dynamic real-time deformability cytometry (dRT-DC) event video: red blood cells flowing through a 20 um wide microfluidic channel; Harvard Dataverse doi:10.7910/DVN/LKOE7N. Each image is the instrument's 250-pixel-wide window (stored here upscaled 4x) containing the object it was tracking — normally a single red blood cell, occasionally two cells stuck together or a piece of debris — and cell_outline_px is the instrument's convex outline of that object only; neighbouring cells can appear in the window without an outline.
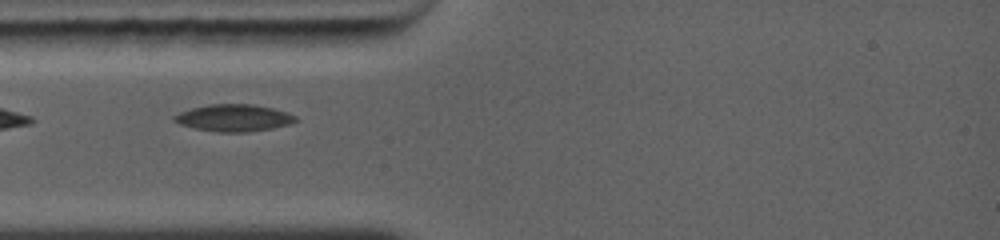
{"species": "common noctule bat (a hibernating species)", "species_latin": "Nyctalus noctula", "temperature_condition": "warm", "stored_images_in_passage": 19, "camera_frame_rate_fps": 5000, "um_per_image_px": 0.085, "animal": {"sex": "female", "body_mass_g": 19.0, "forearm_length_mm": 56.7}, "frame": {"image": 1, "passage_image": 2, "time_ms": 0.8, "image_size_px": [1000, 240], "cell_outline_px": [[296, 120], [288, 124], [268, 128], [244, 132], [220, 132], [196, 128], [180, 124], [176, 120], [176, 116], [180, 112], [192, 108], [208, 104], [252, 104], [272, 108], [288, 112], [296, 116]], "centroid_in_image_um": [19.89, 10.0], "position_along_channel_um": 65.1, "area_um2": 18.55}}
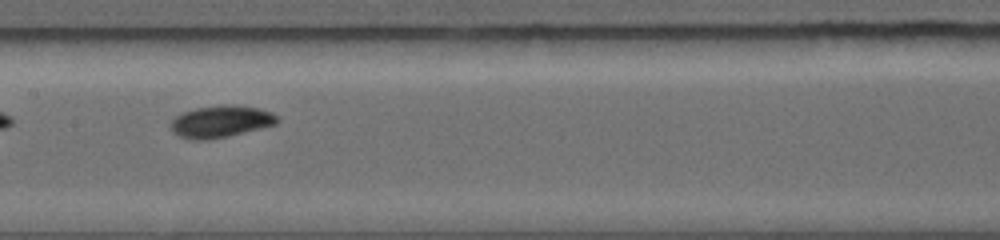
{"frame": {"image": 2, "passage_image": 9, "time_ms": 3.6, "image_size_px": [1000, 240], "cell_outline_px": [[276, 120], [272, 124], [224, 136], [180, 136], [172, 128], [172, 120], [176, 116], [184, 112], [196, 108], [224, 104], [236, 104], [260, 108], [272, 112], [276, 116]], "centroid_in_image_um": [18.81, 10.23], "position_along_channel_um": 188.6, "area_um2": 18.26}}
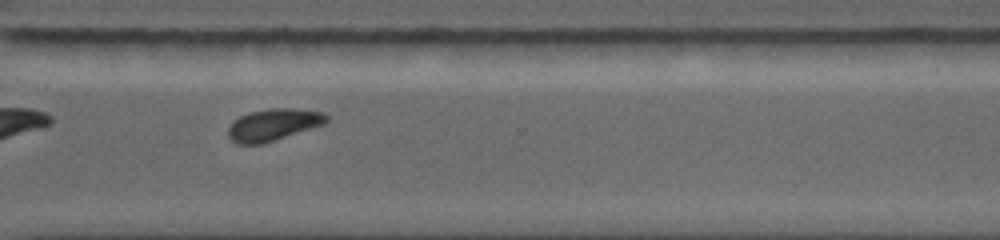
{"frame": {"image": 3, "passage_image": 15, "time_ms": 7.2, "image_size_px": [1000, 240], "cell_outline_px": [[328, 120], [320, 124], [260, 144], [236, 144], [228, 136], [228, 128], [240, 116], [248, 112], [268, 108], [300, 108], [324, 112], [328, 116]], "centroid_in_image_um": [23.19, 10.57], "position_along_channel_um": 347.4, "area_um2": 17.8}, "authors_computed_cell_mechanics": {"area_um2": 17.918, "velocity_mm_per_s": 4.3968, "shape_relaxation_time_tau1_ms": 2.7835, "shape_relaxation_time_tau2_ms": null, "deformation_change_tau1": 0.0949, "deformation_change_tau2": null}}